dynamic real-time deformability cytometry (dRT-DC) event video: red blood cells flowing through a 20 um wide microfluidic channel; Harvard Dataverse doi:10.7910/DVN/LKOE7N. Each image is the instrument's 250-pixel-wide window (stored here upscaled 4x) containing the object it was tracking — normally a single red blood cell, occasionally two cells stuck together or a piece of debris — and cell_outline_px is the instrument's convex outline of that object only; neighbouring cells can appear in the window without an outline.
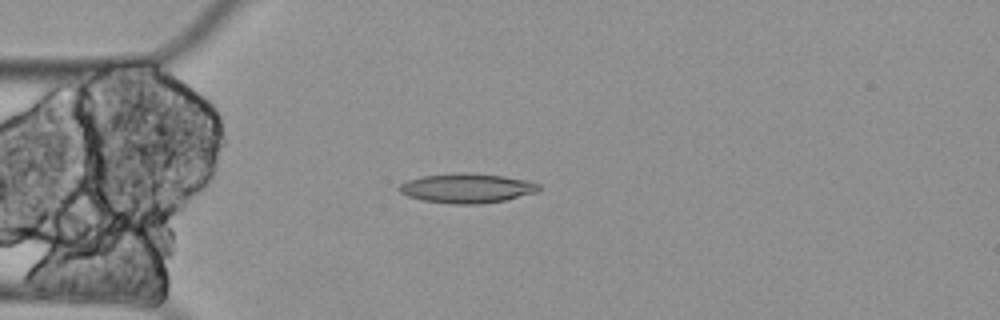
{"species": "Egyptian fruit bat (a non-hibernating species)", "species_latin": "Rousettus aegyptiacus", "temperature_condition": "cold", "stored_images_in_passage": 5, "camera_frame_rate_fps": 3000, "um_per_image_px": 0.085, "animal": {"sex": "female"}, "frame": {"image": 1, "passage_image": 5, "time_ms": 1.333, "image_size_px": [1000, 320], "cell_outline_px": [[540, 188], [536, 192], [504, 200], [480, 204], [456, 204], [424, 200], [408, 196], [400, 192], [396, 188], [400, 184], [408, 180], [424, 176], [504, 176], [524, 180], [540, 184]], "centroid_in_image_um": [39.68, 16.05], "position_along_channel_um": 45.3, "area_um2": 22.54}}